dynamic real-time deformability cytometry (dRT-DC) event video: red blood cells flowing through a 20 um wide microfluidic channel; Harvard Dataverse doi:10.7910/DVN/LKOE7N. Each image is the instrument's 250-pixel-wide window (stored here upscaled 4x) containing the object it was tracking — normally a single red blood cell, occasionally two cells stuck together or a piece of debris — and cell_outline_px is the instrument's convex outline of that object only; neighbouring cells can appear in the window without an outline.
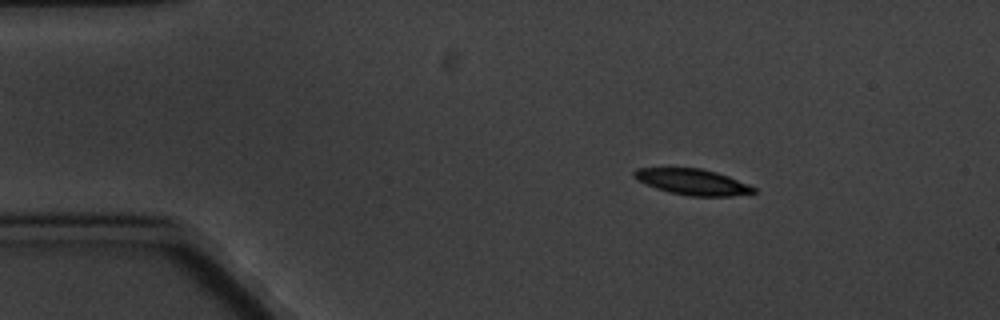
{"species": "common noctule bat (a hibernating species)", "species_latin": "Nyctalus noctula", "temperature_condition": "cold", "stored_images_in_passage": 4, "segment_of_instrument_passage": [1, 2], "camera_frame_rate_fps": 3000, "um_per_image_px": 0.085, "animal": {"sex": "male", "body_mass_g": 20.1, "forearm_length_mm": 53.5}, "frame": {"image": 1, "passage_image": 1, "time_ms": 0.0, "image_size_px": [1000, 320], "cell_outline_px": [[756, 192], [752, 196], [692, 196], [668, 192], [644, 184], [636, 180], [632, 176], [632, 172], [636, 168], [700, 168], [716, 172], [728, 176], [748, 184], [756, 188]], "centroid_in_image_um": [58.89, 15.48], "position_along_channel_um": 26.1, "area_um2": 18.38}}